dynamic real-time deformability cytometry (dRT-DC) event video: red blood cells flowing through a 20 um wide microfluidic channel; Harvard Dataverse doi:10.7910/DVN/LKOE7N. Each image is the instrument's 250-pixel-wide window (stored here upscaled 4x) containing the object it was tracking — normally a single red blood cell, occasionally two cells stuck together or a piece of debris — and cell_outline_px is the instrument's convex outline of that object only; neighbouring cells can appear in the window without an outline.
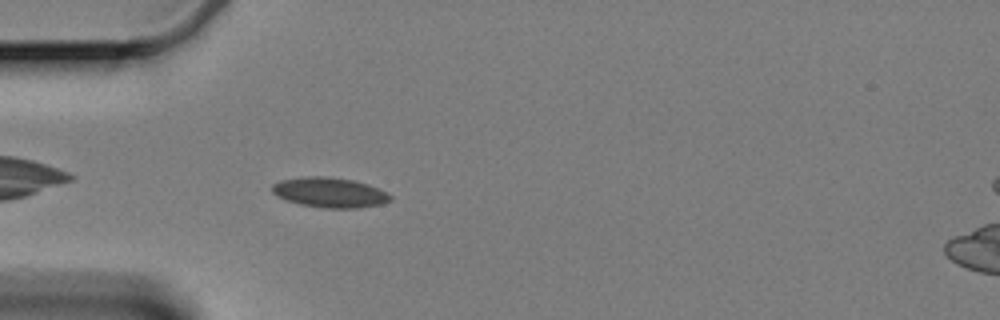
{"species": "Egyptian fruit bat (a non-hibernating species)", "species_latin": "Rousettus aegyptiacus", "temperature_condition": "cold", "stored_images_in_passage": 47, "camera_frame_rate_fps": 3000, "um_per_image_px": 0.085, "animal": {"sex": "female"}, "frame": {"image": 1, "passage_image": 5, "time_ms": 1.333, "image_size_px": [1000, 320], "cell_outline_px": [[392, 200], [384, 204], [356, 208], [328, 208], [300, 204], [276, 196], [272, 192], [272, 184], [280, 180], [304, 176], [324, 176], [352, 180], [368, 184], [392, 196]], "centroid_in_image_um": [28.01, 16.36], "position_along_channel_um": 57.0, "area_um2": 20.58}}
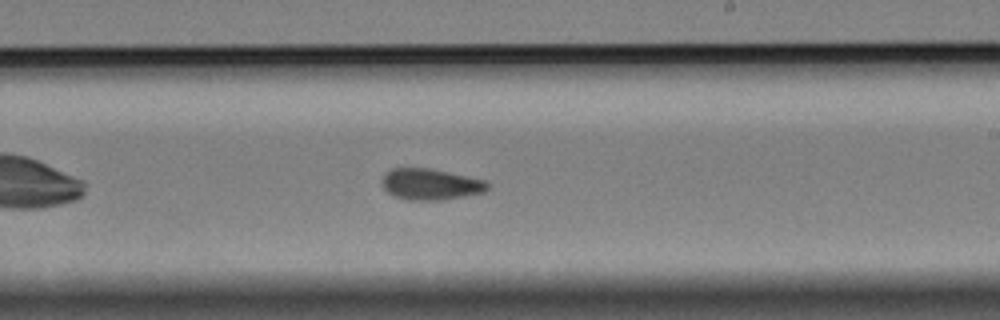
{"frame": {"image": 2, "passage_image": 23, "time_ms": 7.333, "image_size_px": [1000, 320], "cell_outline_px": [[492, 184], [484, 192], [464, 196], [440, 200], [404, 200], [392, 196], [384, 188], [384, 176], [392, 168], [428, 168], [448, 172], [484, 180]], "centroid_in_image_um": [36.62, 15.68], "position_along_channel_um": 252.4, "area_um2": 19.02}}
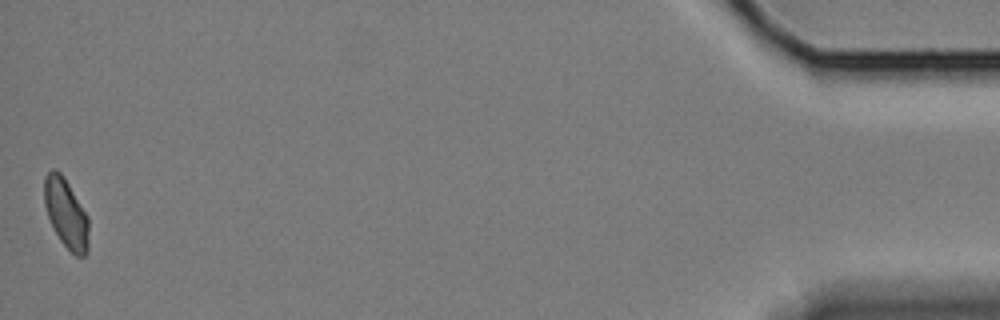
{"frame": {"image": 3, "passage_image": 47, "time_ms": 15.333, "image_size_px": [1000, 320], "cell_outline_px": [[88, 252], [84, 256], [76, 256], [60, 240], [48, 216], [44, 204], [44, 176], [52, 168], [56, 168], [64, 176], [88, 216]], "centroid_in_image_um": [5.61, 18.1], "position_along_channel_um": 429.6, "area_um2": 17.92}, "authors_computed_cell_mechanics": {"area_um2": 19.0162, "velocity_mm_per_s": 3.3332, "shape_relaxation_time_tau1_ms": 4.9799, "shape_relaxation_time_tau2_ms": 3.4733, "deformation_change_tau1": 0.0783, "deformation_change_tau2": 0.0826}}